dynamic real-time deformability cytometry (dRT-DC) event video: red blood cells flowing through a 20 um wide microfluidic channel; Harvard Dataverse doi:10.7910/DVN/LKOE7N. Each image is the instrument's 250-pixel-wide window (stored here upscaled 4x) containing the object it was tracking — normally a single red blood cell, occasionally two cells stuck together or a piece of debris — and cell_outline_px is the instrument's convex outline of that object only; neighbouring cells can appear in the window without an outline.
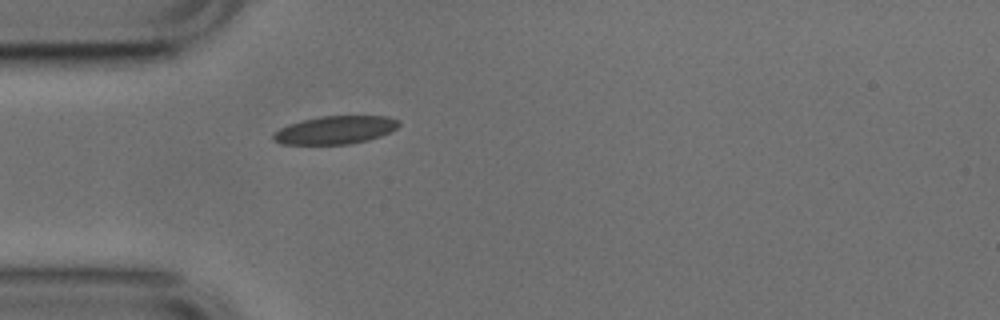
{"species": "common noctule bat (a hibernating species)", "species_latin": "Nyctalus noctula", "temperature_condition": "cold", "stored_images_in_passage": 1, "camera_frame_rate_fps": 3000, "um_per_image_px": 0.085, "animal": {"sex": "male", "body_mass_g": 17.9, "forearm_length_mm": 54.2}, "frame": {"image": 1, "passage_image": 1, "time_ms": 0.0, "image_size_px": [1000, 320], "cell_outline_px": [[400, 124], [396, 128], [380, 136], [368, 140], [348, 144], [280, 144], [272, 140], [272, 132], [288, 124], [304, 120], [324, 116], [388, 116], [400, 120]], "centroid_in_image_um": [28.47, 11.05], "position_along_channel_um": 56.5, "area_um2": 20.52}}